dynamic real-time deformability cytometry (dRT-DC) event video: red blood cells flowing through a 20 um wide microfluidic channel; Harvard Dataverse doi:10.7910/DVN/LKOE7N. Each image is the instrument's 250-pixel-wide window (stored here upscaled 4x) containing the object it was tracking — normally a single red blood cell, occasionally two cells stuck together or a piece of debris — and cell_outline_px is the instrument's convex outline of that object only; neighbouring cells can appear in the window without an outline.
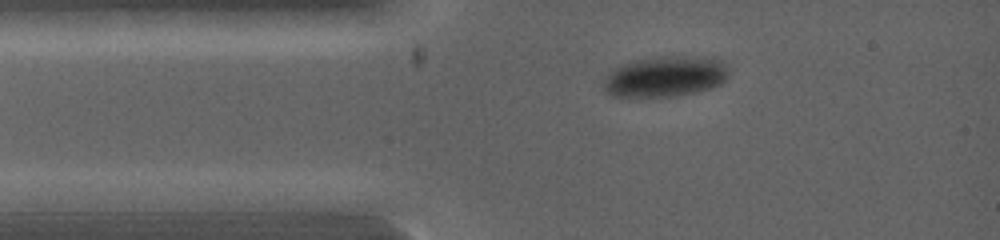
{"species": "common noctule bat (a hibernating species)", "species_latin": "Nyctalus noctula", "temperature_condition": "warm", "stored_images_in_passage": 7, "camera_frame_rate_fps": 5000, "um_per_image_px": 0.085, "animal": {"sex": "female", "body_mass_g": 19.0, "forearm_length_mm": 53.3}, "frame": {"image": 1, "passage_image": 1, "time_ms": 0.0, "image_size_px": [1000, 240], "cell_outline_px": [[728, 76], [720, 84], [696, 92], [676, 96], [612, 96], [604, 88], [604, 76], [608, 72], [624, 64], [636, 60], [660, 56], [712, 56], [720, 60], [728, 68]], "centroid_in_image_um": [56.57, 6.48], "position_along_channel_um": 28.4, "area_um2": 29.65}}
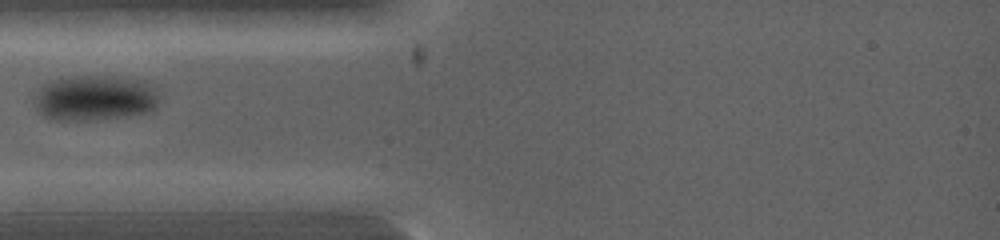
{"frame": {"image": 2, "passage_image": 3, "time_ms": 1.2, "image_size_px": [1000, 240], "cell_outline_px": [[160, 96], [156, 108], [148, 112], [128, 116], [100, 120], [56, 120], [44, 116], [36, 108], [32, 100], [32, 96], [44, 84], [52, 80], [68, 76], [124, 76], [140, 80], [152, 84], [156, 88]], "centroid_in_image_um": [8.08, 8.32], "position_along_channel_um": 76.9, "area_um2": 33.93}}
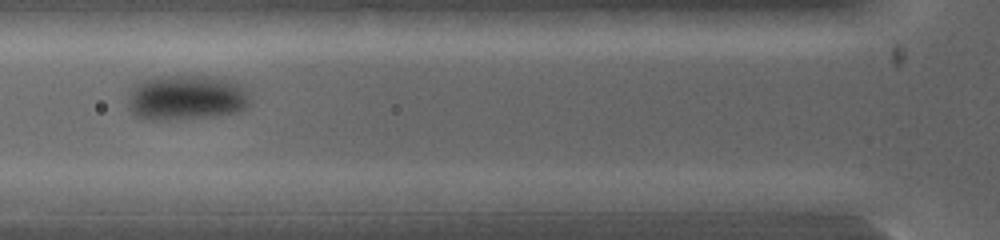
{"frame": {"image": 3, "passage_image": 4, "time_ms": 1.8, "image_size_px": [1000, 240], "cell_outline_px": [[252, 104], [240, 112], [216, 116], [168, 120], [152, 120], [132, 116], [128, 108], [128, 92], [132, 84], [140, 80], [156, 76], [216, 76], [236, 80], [244, 84], [252, 100]], "centroid_in_image_um": [15.87, 8.28], "position_along_channel_um": 109.9, "area_um2": 33.64}}